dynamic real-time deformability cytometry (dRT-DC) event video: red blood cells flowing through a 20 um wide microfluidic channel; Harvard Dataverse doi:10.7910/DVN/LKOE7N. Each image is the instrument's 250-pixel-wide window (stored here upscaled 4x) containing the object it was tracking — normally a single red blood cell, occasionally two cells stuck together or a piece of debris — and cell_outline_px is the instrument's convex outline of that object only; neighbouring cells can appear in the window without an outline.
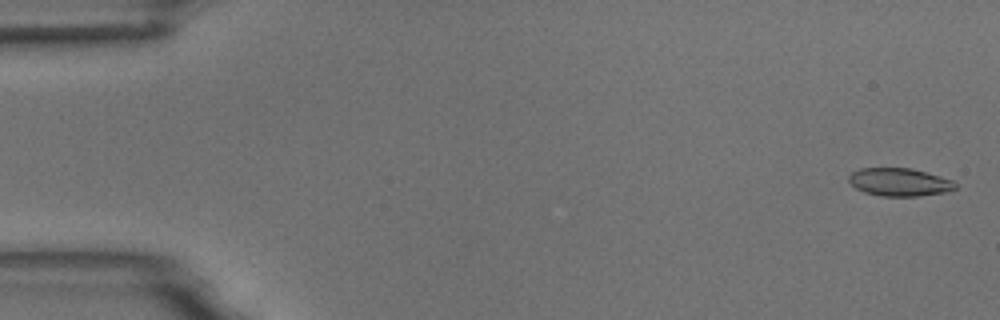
{"species": "common noctule bat (a hibernating species)", "species_latin": "Nyctalus noctula", "temperature_condition": "room temperature", "stored_images_in_passage": 5, "camera_frame_rate_fps": 3000, "um_per_image_px": 0.085, "animal": {"sex": "male", "body_mass_g": 18.8}, "frame": {"image": 1, "passage_image": 1, "time_ms": 0.0, "image_size_px": [1000, 320], "cell_outline_px": [[956, 188], [944, 192], [920, 196], [880, 196], [864, 192], [856, 188], [848, 180], [848, 176], [852, 172], [860, 168], [912, 168], [940, 176], [952, 180], [956, 184]], "centroid_in_image_um": [76.43, 15.47], "position_along_channel_um": 8.6, "area_um2": 17.34}}
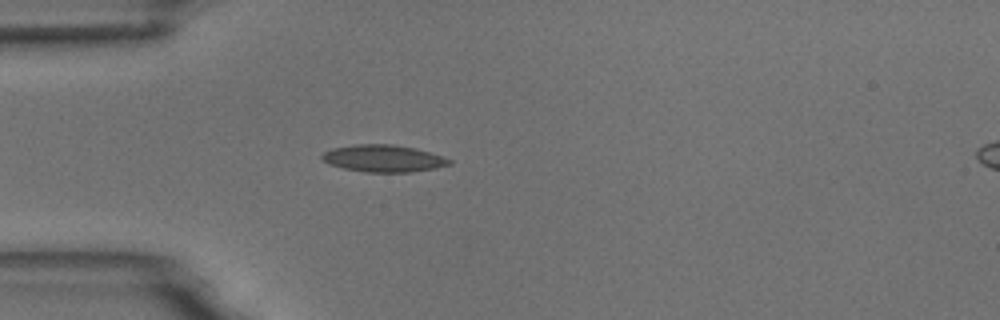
{"frame": {"image": 2, "passage_image": 5, "time_ms": 4.667, "image_size_px": [1000, 320], "cell_outline_px": [[452, 164], [436, 168], [412, 172], [364, 172], [344, 168], [328, 164], [320, 156], [324, 152], [332, 148], [356, 144], [392, 144], [416, 148], [452, 160]], "centroid_in_image_um": [32.58, 13.47], "position_along_channel_um": 52.4, "area_um2": 20.06}}